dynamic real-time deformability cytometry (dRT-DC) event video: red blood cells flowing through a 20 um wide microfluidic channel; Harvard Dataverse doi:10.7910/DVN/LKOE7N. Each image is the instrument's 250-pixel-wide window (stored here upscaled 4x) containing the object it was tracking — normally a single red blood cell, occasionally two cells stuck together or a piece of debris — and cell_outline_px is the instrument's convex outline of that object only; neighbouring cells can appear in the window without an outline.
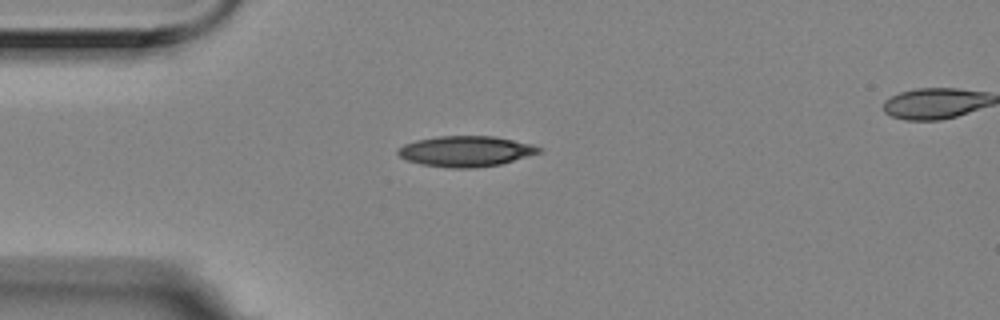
{"species": "Egyptian fruit bat (a non-hibernating species)", "species_latin": "Rousettus aegyptiacus", "temperature_condition": "room temperature", "stored_images_in_passage": 6, "camera_frame_rate_fps": 3000, "um_per_image_px": 0.085, "animal": {"sex": "female"}, "frame": {"image": 1, "passage_image": 1, "time_ms": 0.0, "image_size_px": [1000, 320], "cell_outline_px": [[544, 148], [540, 152], [500, 164], [472, 168], [448, 168], [420, 164], [408, 160], [400, 156], [396, 152], [404, 144], [416, 140], [436, 136], [492, 136], [512, 140]], "centroid_in_image_um": [39.55, 12.86], "position_along_channel_um": 45.4, "area_um2": 24.85}}
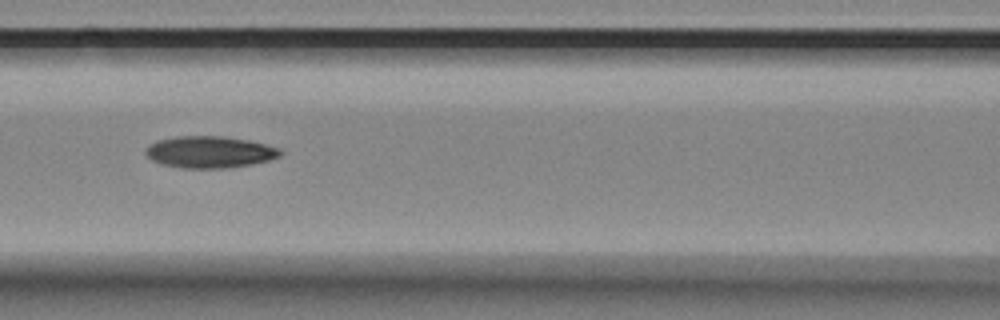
{"frame": {"image": 2, "passage_image": 4, "time_ms": 1.0, "image_size_px": [1000, 320], "cell_outline_px": [[284, 152], [280, 156], [268, 160], [252, 164], [228, 168], [180, 168], [160, 164], [152, 160], [144, 152], [148, 144], [156, 140], [176, 136], [220, 136], [248, 140], [280, 148]], "centroid_in_image_um": [17.79, 12.92], "position_along_channel_um": 148.8, "area_um2": 25.09}}
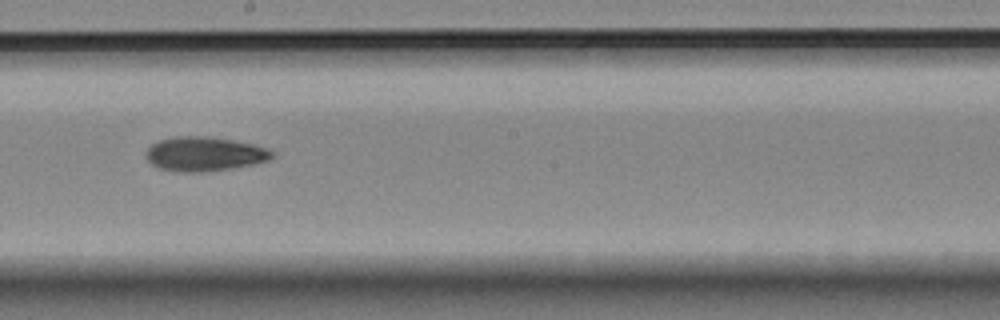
{"frame": {"image": 3, "passage_image": 6, "time_ms": 1.667, "image_size_px": [1000, 320], "cell_outline_px": [[276, 156], [268, 160], [252, 164], [228, 168], [200, 172], [180, 172], [160, 168], [152, 164], [144, 156], [144, 152], [152, 144], [160, 140], [172, 136], [204, 136], [232, 140], [252, 144], [268, 148], [276, 152]], "centroid_in_image_um": [17.37, 13.07], "position_along_channel_um": 230.8, "area_um2": 25.14}}